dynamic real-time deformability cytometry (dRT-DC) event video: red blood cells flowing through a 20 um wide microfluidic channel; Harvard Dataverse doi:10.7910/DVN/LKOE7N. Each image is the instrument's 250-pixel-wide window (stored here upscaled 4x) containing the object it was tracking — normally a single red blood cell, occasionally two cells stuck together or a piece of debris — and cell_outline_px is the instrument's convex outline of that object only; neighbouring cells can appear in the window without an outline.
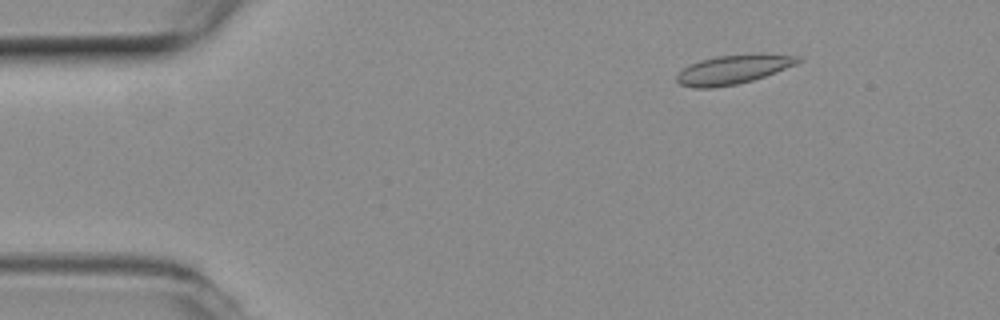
{"species": "common noctule bat (a hibernating species)", "species_latin": "Nyctalus noctula", "temperature_condition": "room temperature", "stored_images_in_passage": 53, "camera_frame_rate_fps": 3000, "um_per_image_px": 0.085, "animal": {"sex": "female", "body_mass_g": 19.3, "forearm_length_mm": 54.1}, "frame": {"image": 1, "passage_image": 6, "time_ms": 1.667, "image_size_px": [1000, 320], "cell_outline_px": [[788, 64], [772, 72], [748, 80], [732, 84], [684, 84], [696, 64], [708, 60], [732, 56], [780, 56]], "centroid_in_image_um": [62.37, 5.9], "position_along_channel_um": 22.6, "area_um2": 14.91}}
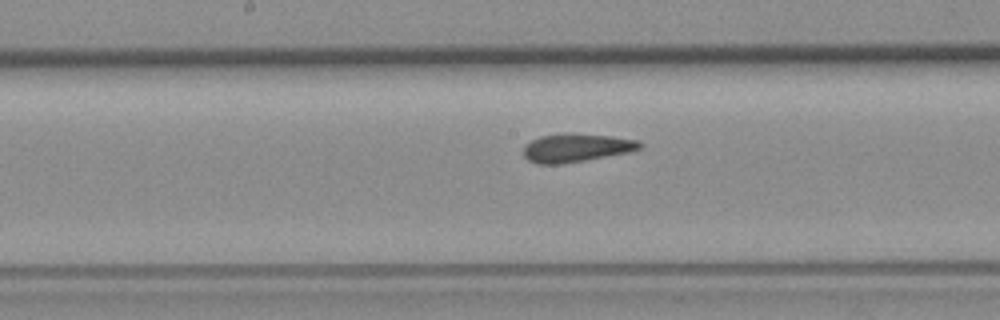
{"frame": {"image": 2, "passage_image": 26, "time_ms": 8.333, "image_size_px": [1000, 320], "cell_outline_px": [[636, 148], [616, 152], [572, 160], [532, 160], [528, 156], [528, 148], [532, 144], [540, 140], [552, 136], [588, 136], [624, 140], [636, 144]], "centroid_in_image_um": [48.93, 12.55], "position_along_channel_um": 199.3, "area_um2": 14.1}}
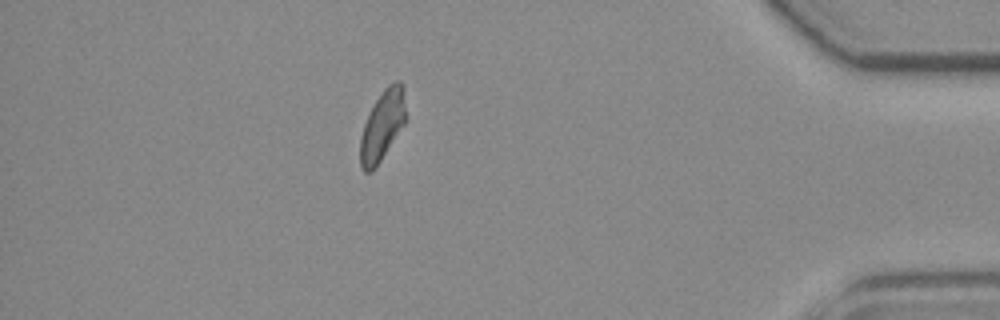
{"frame": {"image": 3, "passage_image": 46, "time_ms": 15.0, "image_size_px": [1000, 320], "cell_outline_px": [[404, 120], [376, 164], [368, 172], [364, 168], [360, 160], [360, 148], [364, 128], [372, 108], [380, 96], [388, 88], [400, 84], [404, 112]], "centroid_in_image_um": [32.44, 10.74], "position_along_channel_um": 402.8, "area_um2": 15.78}, "authors_computed_cell_mechanics": {"area_um2": 15.317, "velocity_mm_per_s": 3.7877, "shape_relaxation_time_tau1_ms": null, "shape_relaxation_time_tau2_ms": 2.0991, "deformation_change_tau1": null, "deformation_change_tau2": 0.1104}}